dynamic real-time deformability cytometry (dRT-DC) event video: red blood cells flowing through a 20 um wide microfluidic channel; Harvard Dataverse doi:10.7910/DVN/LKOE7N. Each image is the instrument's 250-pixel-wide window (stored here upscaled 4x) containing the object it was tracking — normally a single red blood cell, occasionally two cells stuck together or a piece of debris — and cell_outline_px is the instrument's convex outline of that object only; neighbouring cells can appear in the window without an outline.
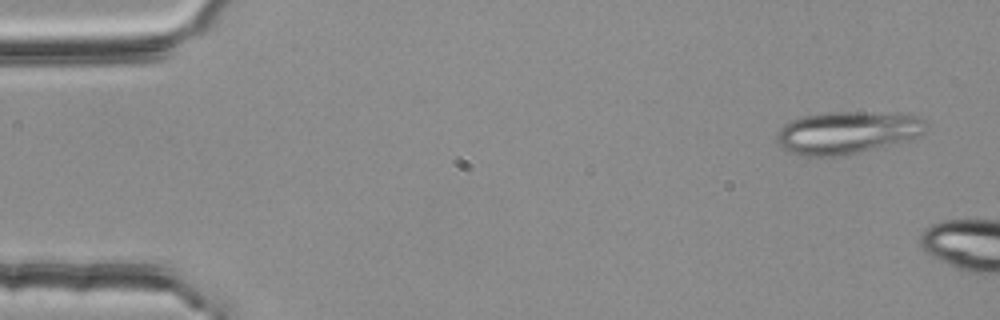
{"species": "common noctule bat (a hibernating species)", "species_latin": "Nyctalus noctula", "temperature_condition": "room temperature", "stored_images_in_passage": 5, "camera_frame_rate_fps": 3000, "um_per_image_px": 0.085, "animal": {"sex": "female", "body_mass_g": 25.1}, "frame": {"image": 1, "passage_image": 1, "time_ms": 0.0, "image_size_px": [1000, 320], "cell_outline_px": [[928, 128], [924, 132], [908, 140], [860, 152], [832, 156], [804, 156], [788, 152], [776, 140], [776, 136], [780, 128], [784, 124], [800, 116], [824, 112], [908, 112], [924, 120], [928, 124]], "centroid_in_image_um": [72.04, 11.23], "position_along_channel_um": 13.0, "area_um2": 37.28}}